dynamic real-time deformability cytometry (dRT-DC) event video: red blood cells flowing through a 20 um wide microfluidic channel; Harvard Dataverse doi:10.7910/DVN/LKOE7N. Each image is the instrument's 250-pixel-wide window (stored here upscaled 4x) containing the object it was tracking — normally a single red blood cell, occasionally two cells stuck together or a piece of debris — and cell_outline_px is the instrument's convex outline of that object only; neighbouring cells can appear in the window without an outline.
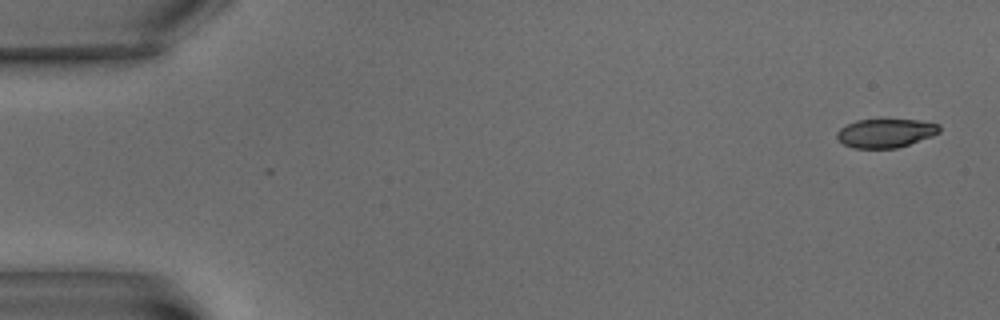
{"species": "common noctule bat (a hibernating species)", "species_latin": "Nyctalus noctula", "temperature_condition": "warm", "stored_images_in_passage": 6, "camera_frame_rate_fps": 3000, "um_per_image_px": 0.085, "animal": {"sex": "male", "body_mass_g": 15.6}, "frame": {"image": 1, "passage_image": 1, "time_ms": 0.0, "image_size_px": [1000, 320], "cell_outline_px": [[940, 132], [932, 136], [896, 148], [852, 148], [844, 144], [836, 136], [836, 132], [840, 128], [856, 120], [920, 120], [940, 124]], "centroid_in_image_um": [75.28, 11.31], "position_along_channel_um": 9.7, "area_um2": 17.05}}
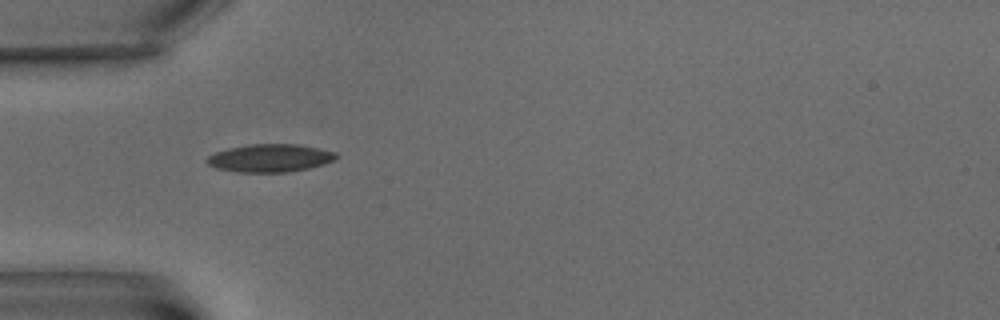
{"frame": {"image": 2, "passage_image": 5, "time_ms": 6.333, "image_size_px": [1000, 320], "cell_outline_px": [[340, 156], [324, 164], [308, 168], [288, 172], [236, 172], [216, 168], [208, 164], [204, 160], [208, 156], [216, 152], [228, 148], [248, 144], [296, 144], [336, 152]], "centroid_in_image_um": [22.92, 13.43], "position_along_channel_um": 62.1, "area_um2": 20.98}}